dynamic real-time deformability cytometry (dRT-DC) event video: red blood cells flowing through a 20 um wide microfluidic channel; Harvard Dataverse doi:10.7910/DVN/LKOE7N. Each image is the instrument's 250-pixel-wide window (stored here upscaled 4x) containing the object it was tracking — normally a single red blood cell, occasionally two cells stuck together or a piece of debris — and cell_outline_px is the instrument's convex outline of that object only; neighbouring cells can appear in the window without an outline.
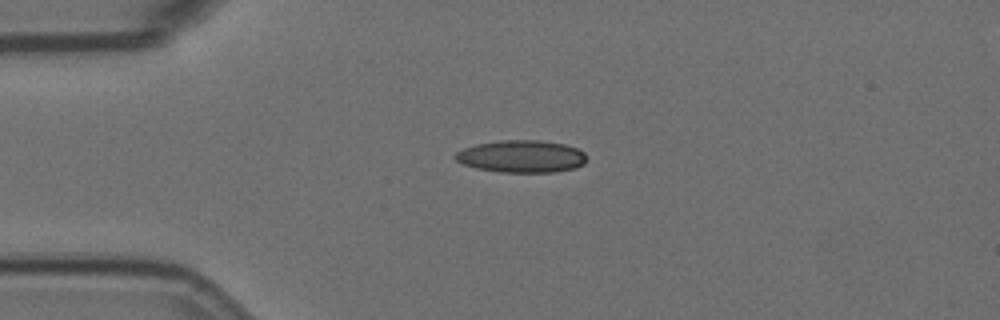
{"species": "Egyptian fruit bat (a non-hibernating species)", "species_latin": "Rousettus aegyptiacus", "temperature_condition": "room temperature", "stored_images_in_passage": 45, "camera_frame_rate_fps": 3000, "um_per_image_px": 0.085, "animal": {"sex": "female"}, "frame": {"image": 1, "passage_image": 1, "time_ms": 0.0, "image_size_px": [1000, 320], "cell_outline_px": [[584, 164], [576, 168], [552, 172], [500, 172], [476, 168], [464, 164], [456, 160], [452, 156], [456, 152], [464, 148], [476, 144], [500, 140], [540, 140], [564, 144], [576, 148], [584, 152]], "centroid_in_image_um": [44.3, 13.29], "position_along_channel_um": 40.7, "area_um2": 24.68}}
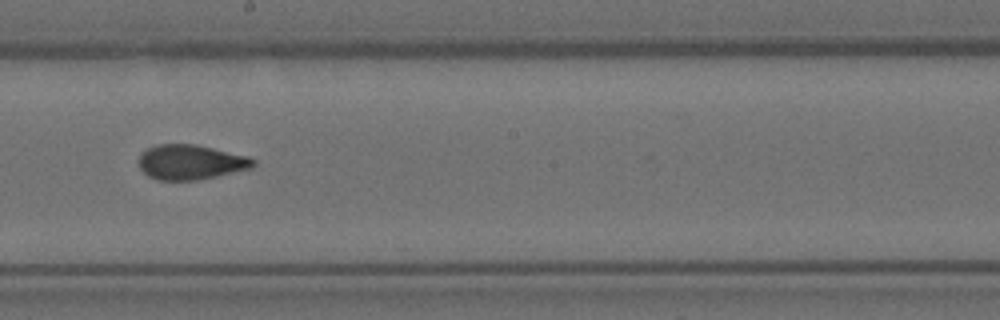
{"frame": {"image": 2, "passage_image": 19, "time_ms": 6.0, "image_size_px": [1000, 320], "cell_outline_px": [[256, 164], [252, 168], [216, 176], [196, 180], [156, 180], [148, 176], [140, 168], [140, 156], [148, 148], [156, 144], [196, 144], [248, 156], [256, 160]], "centroid_in_image_um": [16.23, 13.78], "position_along_channel_um": 232.0, "area_um2": 23.18}}
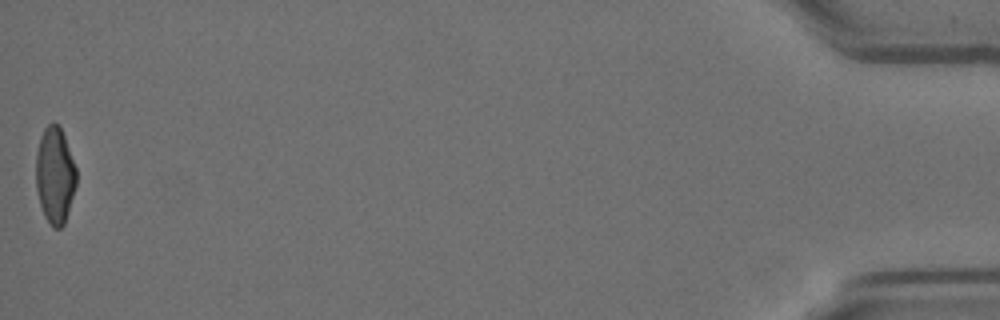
{"frame": {"image": 3, "passage_image": 44, "time_ms": 14.333, "image_size_px": [1000, 320], "cell_outline_px": [[76, 184], [64, 224], [60, 228], [52, 228], [44, 216], [40, 204], [36, 188], [36, 152], [40, 136], [44, 128], [52, 120], [60, 128], [64, 136], [76, 168]], "centroid_in_image_um": [4.65, 14.89], "position_along_channel_um": 430.6, "area_um2": 22.66}}